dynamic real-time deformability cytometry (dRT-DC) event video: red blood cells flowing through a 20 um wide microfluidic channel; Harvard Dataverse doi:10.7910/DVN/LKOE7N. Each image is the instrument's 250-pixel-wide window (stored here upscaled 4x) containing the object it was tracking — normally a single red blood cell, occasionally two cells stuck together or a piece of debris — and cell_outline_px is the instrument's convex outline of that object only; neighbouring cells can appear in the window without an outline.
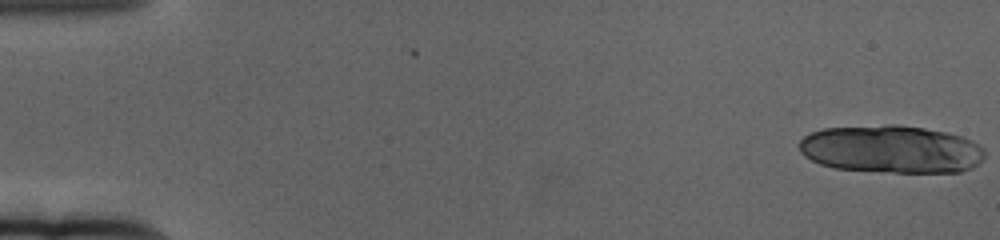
{"species": "human", "species_latin": "Homo sapiens", "temperature_condition": "cold", "stored_images_in_passage": 18, "camera_frame_rate_fps": 3000, "um_per_image_px": 0.085, "donor": {"sex": "female"}, "frame": {"image": 1, "passage_image": 1, "time_ms": 0.0, "image_size_px": [1000, 240], "cell_outline_px": [[984, 156], [972, 168], [960, 172], [892, 172], [836, 168], [820, 164], [804, 156], [800, 152], [800, 140], [804, 136], [812, 132], [824, 128], [888, 124], [896, 124], [924, 128], [948, 132], [972, 140], [984, 148]], "centroid_in_image_um": [75.76, 12.67], "position_along_channel_um": 9.2, "area_um2": 51.67}}
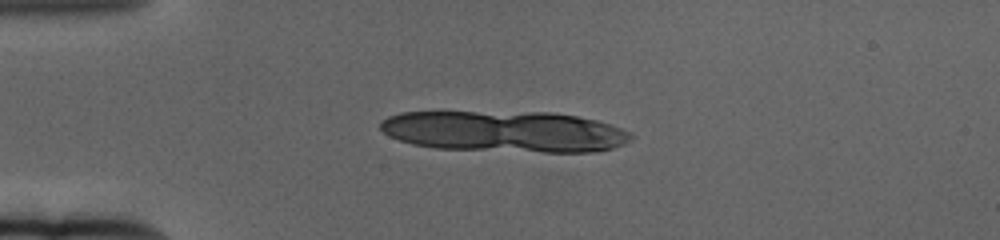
{"frame": {"image": 2, "passage_image": 15, "time_ms": 4.667, "image_size_px": [1000, 240], "cell_outline_px": [[632, 140], [624, 144], [612, 148], [588, 152], [544, 152], [436, 148], [412, 144], [400, 140], [384, 132], [380, 128], [380, 124], [388, 116], [400, 112], [548, 112], [576, 116], [596, 120], [620, 128], [628, 132], [632, 136]], "centroid_in_image_um": [42.9, 11.17], "position_along_channel_um": 42.1, "area_um2": 59.77}}